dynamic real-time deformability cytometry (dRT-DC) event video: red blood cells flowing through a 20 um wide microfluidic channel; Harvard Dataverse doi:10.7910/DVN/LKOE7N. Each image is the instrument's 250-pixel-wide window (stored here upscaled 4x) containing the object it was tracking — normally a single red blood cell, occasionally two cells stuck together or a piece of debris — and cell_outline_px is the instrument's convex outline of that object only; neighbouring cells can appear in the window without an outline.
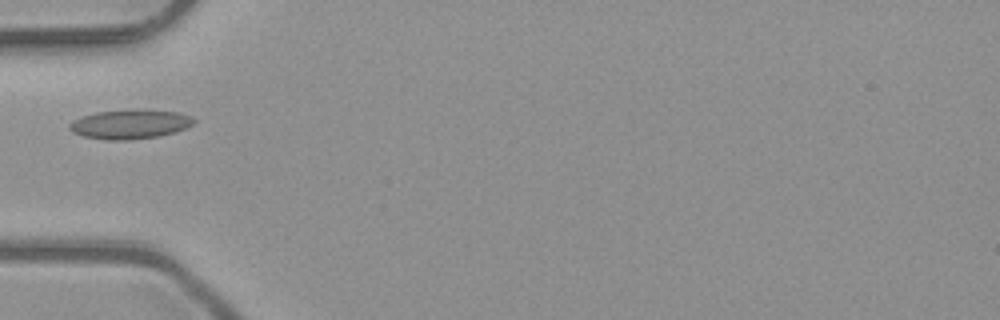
{"species": "common noctule bat (a hibernating species)", "species_latin": "Nyctalus noctula", "temperature_condition": "room temperature", "stored_images_in_passage": 2, "camera_frame_rate_fps": 3000, "um_per_image_px": 0.085, "animal": {"sex": "male", "body_mass_g": 23.1, "forearm_length_mm": 52.7}, "frame": {"image": 1, "passage_image": 1, "time_ms": 0.0, "image_size_px": [1000, 320], "cell_outline_px": [[196, 120], [192, 124], [184, 128], [160, 136], [128, 140], [108, 140], [84, 136], [72, 132], [68, 128], [68, 124], [72, 120], [80, 116], [96, 112], [132, 108], [144, 108], [180, 112], [192, 116]], "centroid_in_image_um": [11.03, 10.52], "position_along_channel_um": 74.0, "area_um2": 21.73}}
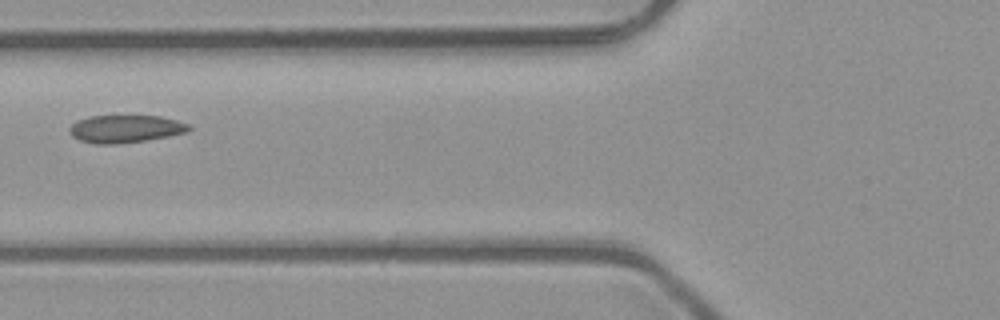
{"frame": {"image": 2, "passage_image": 2, "time_ms": 0.333, "image_size_px": [1000, 320], "cell_outline_px": [[192, 128], [188, 132], [168, 136], [144, 140], [116, 144], [96, 144], [80, 140], [72, 136], [68, 132], [68, 128], [76, 120], [88, 116], [160, 116], [176, 120], [188, 124]], "centroid_in_image_um": [10.62, 10.95], "position_along_channel_um": 115.2, "area_um2": 19.25}}